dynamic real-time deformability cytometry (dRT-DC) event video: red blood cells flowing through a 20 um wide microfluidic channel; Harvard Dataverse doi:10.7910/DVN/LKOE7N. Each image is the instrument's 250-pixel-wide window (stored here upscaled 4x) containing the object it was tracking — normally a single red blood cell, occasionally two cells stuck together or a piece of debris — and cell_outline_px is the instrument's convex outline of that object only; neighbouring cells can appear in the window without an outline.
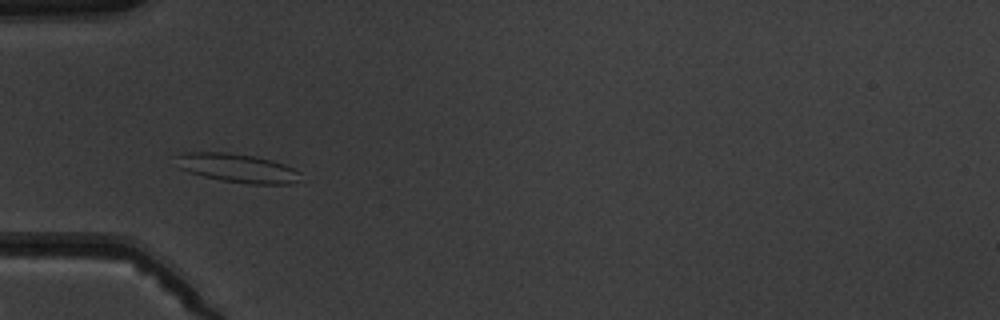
{"species": "common noctule bat (a hibernating species)", "species_latin": "Nyctalus noctula", "temperature_condition": "warm", "stored_images_in_passage": 6, "camera_frame_rate_fps": 3000, "um_per_image_px": 0.085, "animal": {"sex": "male", "body_mass_g": 19.5, "forearm_length_mm": 54.6}, "frame": {"image": 1, "passage_image": 3, "time_ms": 3.333, "image_size_px": [1000, 320], "cell_outline_px": [[300, 172], [296, 180], [292, 184], [248, 184], [220, 180], [188, 172], [180, 168], [176, 156], [184, 152], [228, 152], [256, 156], [272, 160], [284, 164]], "centroid_in_image_um": [20.17, 14.28], "position_along_channel_um": 64.8, "area_um2": 20.75}}
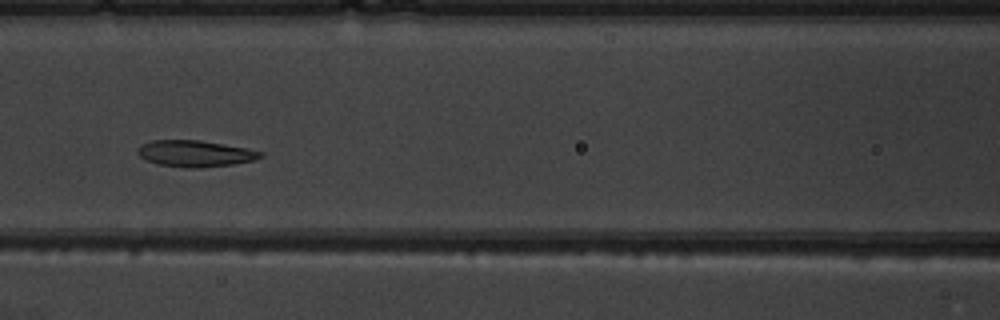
{"frame": {"image": 2, "passage_image": 5, "time_ms": 5.667, "image_size_px": [1000, 320], "cell_outline_px": [[264, 156], [256, 160], [232, 164], [200, 168], [188, 168], [160, 164], [148, 160], [140, 156], [136, 152], [140, 144], [152, 140], [200, 140], [248, 148], [264, 152]], "centroid_in_image_um": [16.63, 13.04], "position_along_channel_um": 150.0, "area_um2": 18.96}}
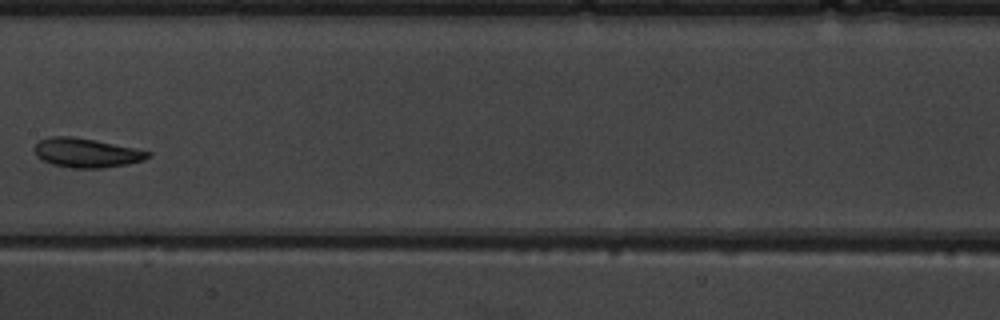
{"frame": {"image": 3, "passage_image": 6, "time_ms": 7.0, "image_size_px": [1000, 320], "cell_outline_px": [[152, 156], [144, 160], [128, 164], [104, 168], [72, 168], [52, 164], [36, 156], [32, 148], [40, 140], [52, 136], [72, 136], [152, 152]], "centroid_in_image_um": [7.33, 13.0], "position_along_channel_um": 200.1, "area_um2": 19.19}}